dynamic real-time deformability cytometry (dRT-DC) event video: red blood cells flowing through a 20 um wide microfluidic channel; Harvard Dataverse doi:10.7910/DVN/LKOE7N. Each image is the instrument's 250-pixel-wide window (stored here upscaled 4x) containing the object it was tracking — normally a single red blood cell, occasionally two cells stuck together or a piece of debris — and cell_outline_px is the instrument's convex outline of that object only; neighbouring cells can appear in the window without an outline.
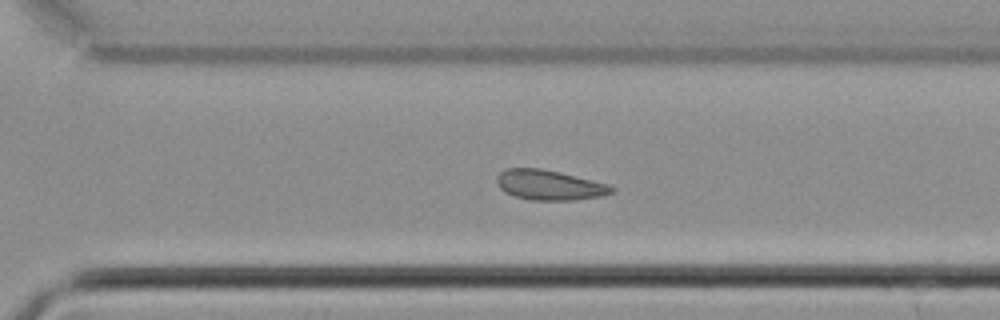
{"species": "common noctule bat (a hibernating species)", "species_latin": "Nyctalus noctula", "temperature_condition": "cold", "stored_images_in_passage": 35, "camera_frame_rate_fps": 3000, "um_per_image_px": 0.085, "animal": {"sex": "male", "body_mass_g": 21.5, "forearm_length_mm": 52.0}, "frame": {"image": 1, "passage_image": 20, "time_ms": 6.333, "image_size_px": [1000, 320], "cell_outline_px": [[616, 192], [600, 196], [572, 200], [528, 200], [504, 192], [496, 184], [496, 176], [504, 168], [540, 168], [560, 172], [608, 184], [616, 188]], "centroid_in_image_um": [46.68, 15.72], "position_along_channel_um": 323.9, "area_um2": 20.23}}